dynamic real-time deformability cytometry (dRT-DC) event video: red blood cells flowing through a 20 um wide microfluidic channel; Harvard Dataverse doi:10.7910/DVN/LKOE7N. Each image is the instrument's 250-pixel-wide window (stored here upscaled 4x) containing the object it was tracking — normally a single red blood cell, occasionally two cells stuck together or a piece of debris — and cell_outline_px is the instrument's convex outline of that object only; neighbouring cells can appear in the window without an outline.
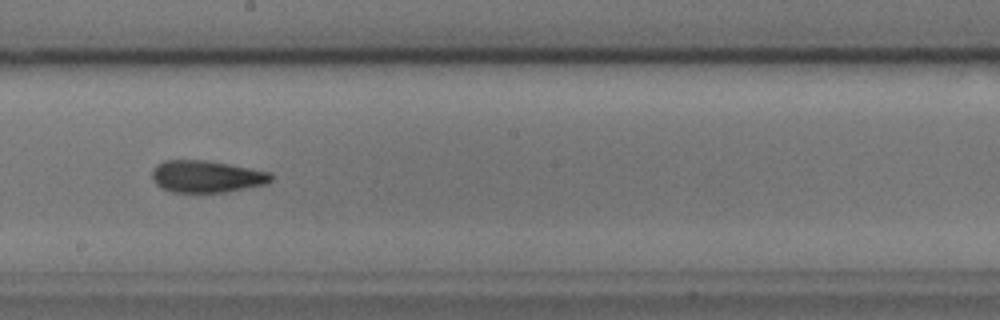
{"species": "common noctule bat (a hibernating species)", "species_latin": "Nyctalus noctula", "temperature_condition": "cold", "stored_images_in_passage": 41, "camera_frame_rate_fps": 3000, "um_per_image_px": 0.085, "animal": {"sex": "male", "body_mass_g": 17.9, "forearm_length_mm": 54.2}, "frame": {"image": 1, "passage_image": 18, "time_ms": 5.667, "image_size_px": [1000, 320], "cell_outline_px": [[272, 180], [268, 184], [224, 192], [172, 192], [160, 188], [152, 180], [152, 172], [156, 164], [164, 160], [204, 160], [228, 164], [272, 172]], "centroid_in_image_um": [17.55, 15.0], "position_along_channel_um": 230.7, "area_um2": 22.31}}
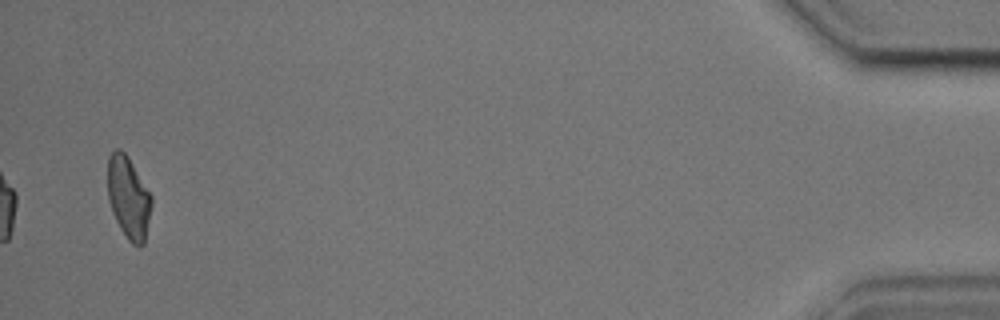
{"frame": {"image": 2, "passage_image": 41, "time_ms": 13.333, "image_size_px": [1000, 320], "cell_outline_px": [[152, 204], [144, 244], [140, 248], [132, 244], [128, 240], [120, 228], [112, 212], [108, 200], [108, 156], [116, 148], [120, 148], [128, 156], [152, 196]], "centroid_in_image_um": [10.92, 16.8], "position_along_channel_um": 424.3, "area_um2": 21.1}, "authors_computed_cell_mechanics": {"area_um2": 22.0218, "velocity_mm_per_s": 3.6522, "shape_relaxation_time_tau1_ms": 6.2781, "shape_relaxation_time_tau2_ms": 3.3524, "deformation_change_tau1": 0.149, "deformation_change_tau2": 0.1128}}